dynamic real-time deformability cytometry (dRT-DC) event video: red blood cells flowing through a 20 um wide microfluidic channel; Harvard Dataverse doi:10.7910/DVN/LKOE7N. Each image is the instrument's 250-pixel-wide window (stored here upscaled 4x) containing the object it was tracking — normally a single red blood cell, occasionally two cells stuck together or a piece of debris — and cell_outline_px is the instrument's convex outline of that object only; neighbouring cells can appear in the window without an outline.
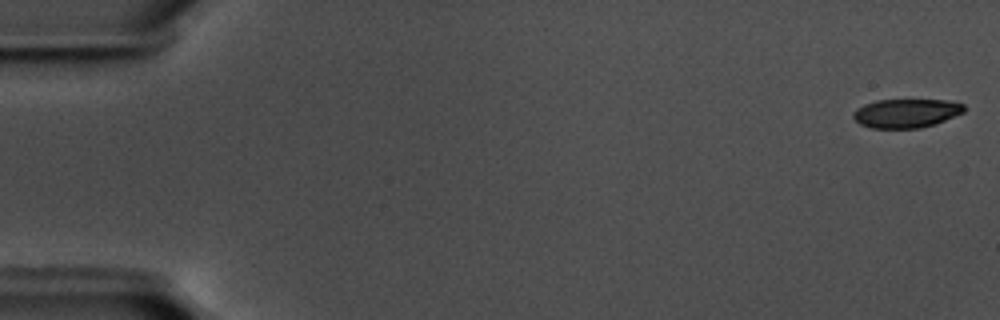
{"species": "common noctule bat (a hibernating species)", "species_latin": "Nyctalus noctula", "temperature_condition": "warm", "stored_images_in_passage": 58, "segment_of_instrument_passage": [1, 2], "camera_frame_rate_fps": 3000, "um_per_image_px": 0.085, "animal": {"sex": "male", "body_mass_g": 17.5, "forearm_length_mm": 52.3}, "frame": {"image": 1, "passage_image": 1, "time_ms": 0.0, "image_size_px": [1000, 320], "cell_outline_px": [[968, 108], [964, 112], [936, 124], [920, 128], [872, 128], [860, 124], [852, 116], [856, 108], [864, 104], [876, 100], [944, 100], [964, 104]], "centroid_in_image_um": [77.05, 9.62], "position_along_channel_um": 8.0, "area_um2": 18.73}}
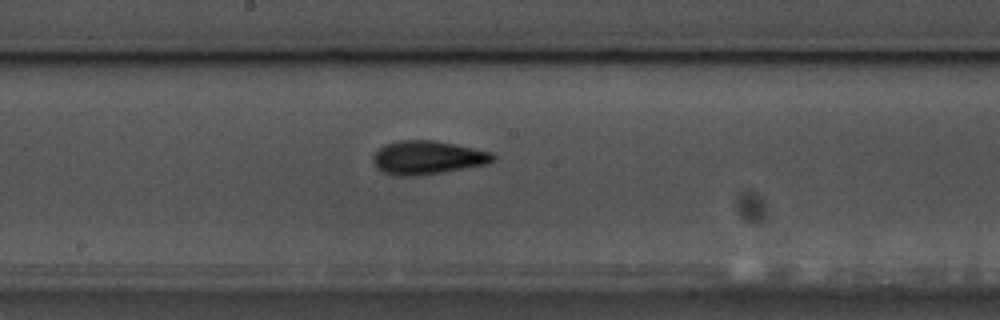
{"frame": {"image": 2, "passage_image": 31, "time_ms": 10.0, "image_size_px": [1000, 320], "cell_outline_px": [[496, 160], [488, 164], [444, 172], [416, 176], [396, 176], [380, 172], [376, 168], [372, 160], [372, 156], [384, 144], [400, 140], [436, 140], [456, 144], [492, 152], [496, 156]], "centroid_in_image_um": [36.34, 13.4], "position_along_channel_um": 211.9, "area_um2": 23.87}}
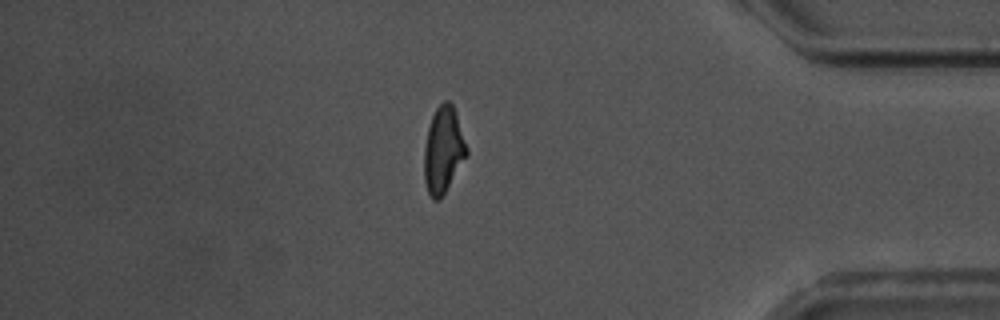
{"frame": {"image": 3, "passage_image": 49, "time_ms": 16.0, "image_size_px": [1000, 320], "cell_outline_px": [[468, 156], [440, 200], [432, 200], [428, 192], [424, 180], [424, 148], [428, 128], [432, 116], [436, 108], [444, 100], [448, 100], [452, 104], [456, 112], [468, 148]], "centroid_in_image_um": [37.69, 12.77], "position_along_channel_um": 397.5, "area_um2": 21.62}}